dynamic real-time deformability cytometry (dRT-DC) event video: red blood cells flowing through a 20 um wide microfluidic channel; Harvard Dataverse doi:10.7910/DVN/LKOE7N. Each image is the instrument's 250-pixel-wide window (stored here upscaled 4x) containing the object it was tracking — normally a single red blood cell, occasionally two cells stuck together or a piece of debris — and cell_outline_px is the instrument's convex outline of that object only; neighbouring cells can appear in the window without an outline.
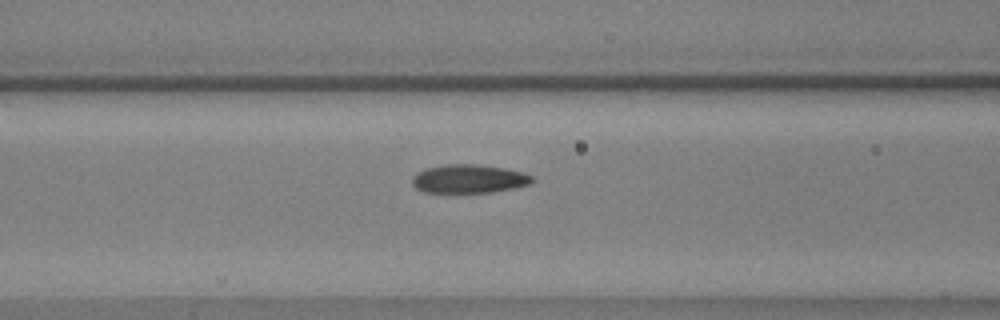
{"species": "common noctule bat (a hibernating species)", "species_latin": "Nyctalus noctula", "temperature_condition": "warm", "stored_images_in_passage": 57, "camera_frame_rate_fps": 3000, "um_per_image_px": 0.085, "animal": {"sex": "male", "body_mass_g": 17.9, "forearm_length_mm": 54.2}, "frame": {"image": 1, "passage_image": 24, "time_ms": 7.667, "image_size_px": [1000, 320], "cell_outline_px": [[532, 184], [516, 188], [492, 192], [424, 192], [416, 188], [412, 184], [412, 176], [416, 172], [424, 168], [444, 164], [476, 164], [504, 168], [524, 172], [532, 176]], "centroid_in_image_um": [39.85, 15.19], "position_along_channel_um": 126.8, "area_um2": 20.17}}
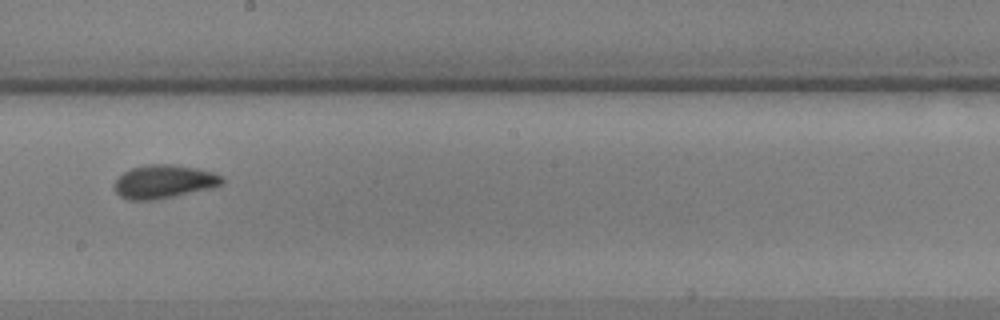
{"frame": {"image": 2, "passage_image": 33, "time_ms": 10.667, "image_size_px": [1000, 320], "cell_outline_px": [[224, 184], [216, 188], [156, 200], [128, 200], [120, 196], [116, 192], [116, 180], [124, 172], [132, 168], [148, 164], [172, 164], [196, 168], [212, 172], [224, 176]], "centroid_in_image_um": [14.01, 15.45], "position_along_channel_um": 234.2, "area_um2": 21.21}}
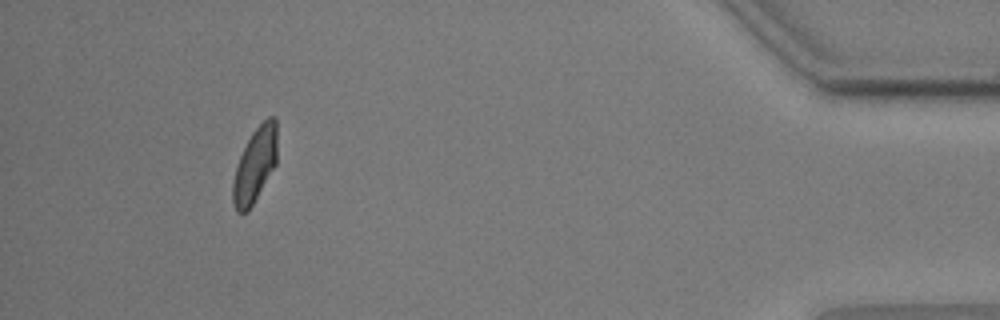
{"frame": {"image": 3, "passage_image": 53, "time_ms": 17.333, "image_size_px": [1000, 320], "cell_outline_px": [[276, 164], [248, 212], [236, 212], [232, 200], [232, 184], [236, 164], [252, 132], [268, 116], [276, 116]], "centroid_in_image_um": [21.65, 14.03], "position_along_channel_um": 413.5, "area_um2": 19.19}, "authors_computed_cell_mechanics": {"area_um2": 19.652, "velocity_mm_per_s": 3.5908, "shape_relaxation_time_tau1_ms": 3.6319, "shape_relaxation_time_tau2_ms": 1.6473, "deformation_change_tau1": 0.1223, "deformation_change_tau2": 0.0654}}